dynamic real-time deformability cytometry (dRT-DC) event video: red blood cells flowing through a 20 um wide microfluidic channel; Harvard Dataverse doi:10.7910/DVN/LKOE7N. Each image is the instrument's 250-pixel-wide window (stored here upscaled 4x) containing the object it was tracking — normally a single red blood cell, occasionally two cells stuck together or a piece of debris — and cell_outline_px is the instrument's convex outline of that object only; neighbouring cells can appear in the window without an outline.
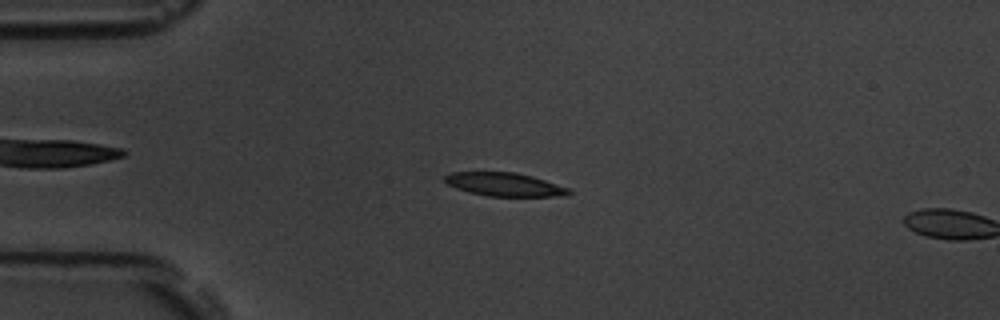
{"species": "common noctule bat (a hibernating species)", "species_latin": "Nyctalus noctula", "temperature_condition": "room temperature", "stored_images_in_passage": 15, "camera_frame_rate_fps": 3000, "um_per_image_px": 0.085, "animal": {"sex": "male", "body_mass_g": 19.5, "forearm_length_mm": 54.6}, "frame": {"image": 1, "passage_image": 13, "time_ms": 4.0, "image_size_px": [1000, 320], "cell_outline_px": [[572, 192], [568, 196], [488, 196], [468, 192], [456, 188], [448, 184], [444, 180], [444, 176], [448, 172], [516, 172], [532, 176], [568, 188]], "centroid_in_image_um": [42.86, 15.67], "position_along_channel_um": 42.1, "area_um2": 16.94}}